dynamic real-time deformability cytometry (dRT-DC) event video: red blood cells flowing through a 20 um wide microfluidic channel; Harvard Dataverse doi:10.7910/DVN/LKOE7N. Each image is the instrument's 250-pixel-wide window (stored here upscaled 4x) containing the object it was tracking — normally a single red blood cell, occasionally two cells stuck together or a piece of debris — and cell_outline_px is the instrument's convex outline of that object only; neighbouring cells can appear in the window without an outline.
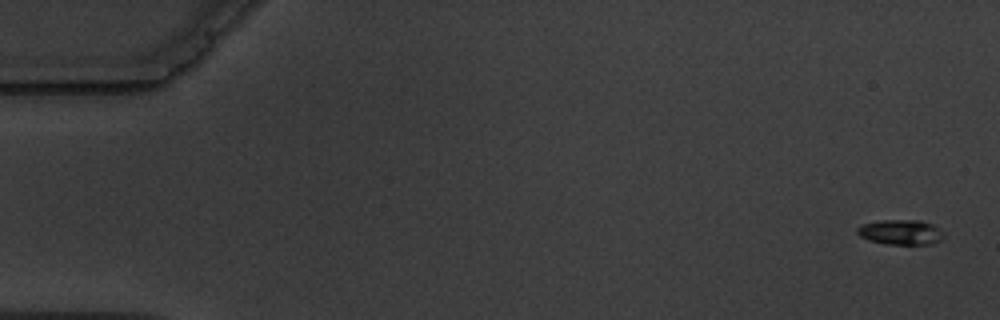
{"species": "common noctule bat (a hibernating species)", "species_latin": "Nyctalus noctula", "temperature_condition": "warm", "stored_images_in_passage": 6, "camera_frame_rate_fps": 3000, "um_per_image_px": 0.085, "animal": {"sex": "male", "body_mass_g": 19.5, "forearm_length_mm": 54.6}, "frame": {"image": 1, "passage_image": 1, "time_ms": 0.0, "image_size_px": [1000, 320], "cell_outline_px": [[944, 236], [940, 240], [932, 244], [884, 244], [868, 240], [860, 236], [856, 232], [856, 228], [864, 224], [884, 220], [920, 220], [932, 224], [944, 232]], "centroid_in_image_um": [76.57, 19.74], "position_along_channel_um": 8.4, "area_um2": 12.6}}
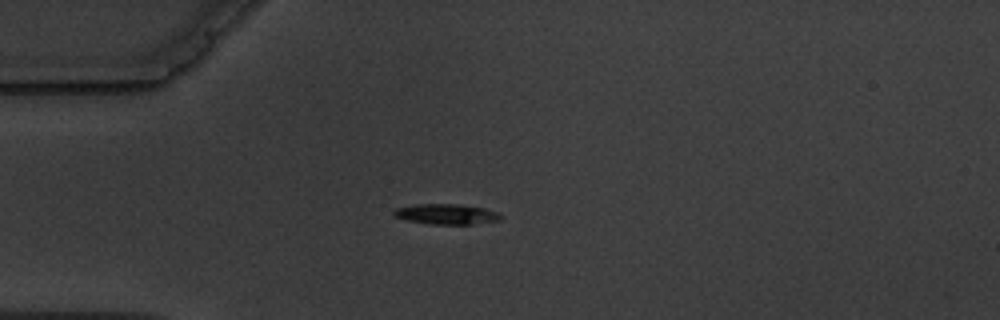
{"frame": {"image": 2, "passage_image": 5, "time_ms": 4.667, "image_size_px": [1000, 320], "cell_outline_px": [[504, 216], [500, 220], [472, 224], [432, 224], [404, 220], [392, 216], [392, 212], [396, 208], [412, 204], [456, 204], [484, 208], [500, 212]], "centroid_in_image_um": [37.92, 18.2], "position_along_channel_um": 47.1, "area_um2": 12.89}}
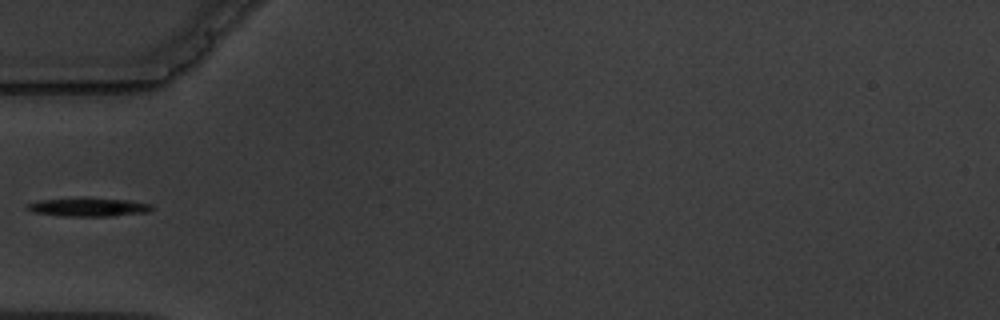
{"frame": {"image": 3, "passage_image": 6, "time_ms": 6.0, "image_size_px": [1000, 320], "cell_outline_px": [[152, 208], [148, 212], [112, 216], [64, 216], [32, 212], [28, 208], [28, 204], [40, 200], [80, 196], [128, 200], [152, 204]], "centroid_in_image_um": [7.53, 17.58], "position_along_channel_um": 77.5, "area_um2": 13.76}}